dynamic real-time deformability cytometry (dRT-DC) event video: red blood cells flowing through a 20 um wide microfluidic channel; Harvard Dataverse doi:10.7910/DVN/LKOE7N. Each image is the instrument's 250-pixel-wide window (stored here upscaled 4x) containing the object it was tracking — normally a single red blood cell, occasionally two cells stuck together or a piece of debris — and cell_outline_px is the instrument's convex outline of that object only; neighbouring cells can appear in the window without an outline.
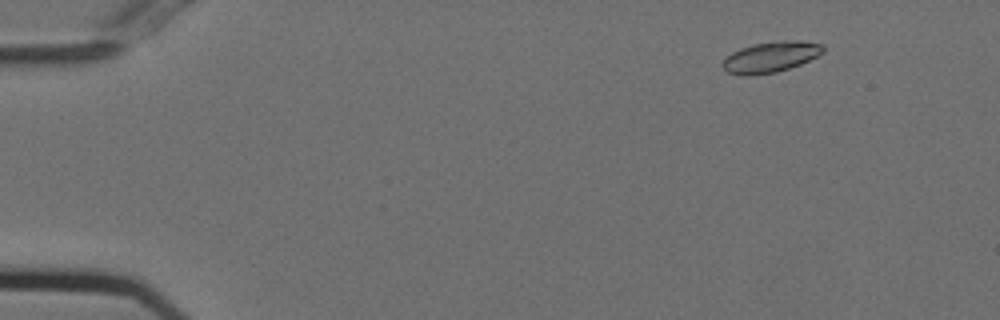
{"species": "Egyptian fruit bat (a non-hibernating species)", "species_latin": "Rousettus aegyptiacus", "temperature_condition": "cold", "stored_images_in_passage": 56, "camera_frame_rate_fps": 3000, "um_per_image_px": 0.085, "animal": {"sex": "female"}, "frame": {"image": 1, "passage_image": 7, "time_ms": 2.0, "image_size_px": [1000, 320], "cell_outline_px": [[824, 52], [800, 64], [776, 72], [748, 76], [740, 76], [728, 72], [720, 64], [732, 52], [740, 48], [752, 44], [784, 40], [800, 40], [824, 44]], "centroid_in_image_um": [65.5, 4.84], "position_along_channel_um": 19.5, "area_um2": 18.03}}
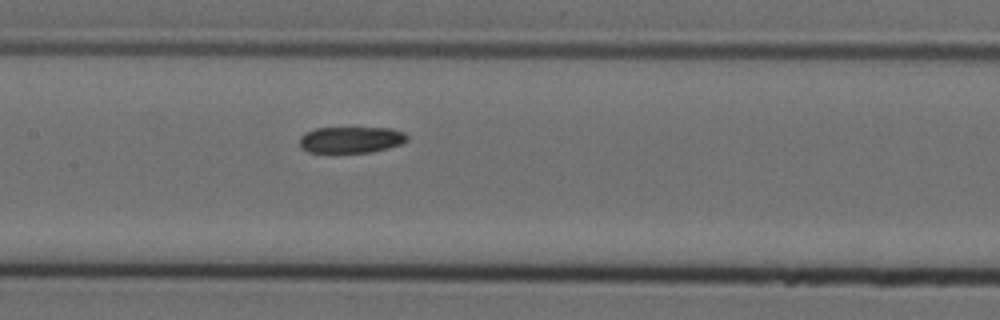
{"frame": {"image": 2, "passage_image": 28, "time_ms": 9.0, "image_size_px": [1000, 320], "cell_outline_px": [[408, 140], [400, 144], [388, 148], [372, 152], [308, 152], [300, 148], [300, 136], [304, 132], [316, 128], [392, 128], [404, 132], [408, 136]], "centroid_in_image_um": [29.83, 11.87], "position_along_channel_um": 177.6, "area_um2": 16.59}}
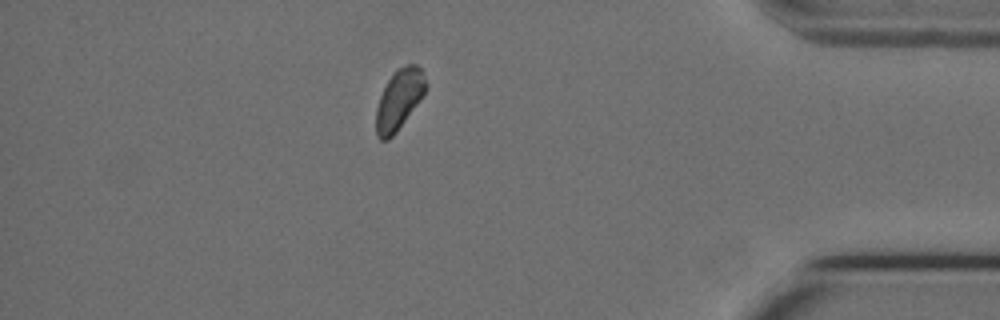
{"frame": {"image": 3, "passage_image": 49, "time_ms": 16.0, "image_size_px": [1000, 320], "cell_outline_px": [[428, 84], [424, 92], [416, 104], [396, 132], [388, 140], [380, 140], [376, 136], [376, 108], [380, 96], [392, 72], [396, 68], [408, 64], [416, 64], [420, 68]], "centroid_in_image_um": [33.9, 8.44], "position_along_channel_um": 401.3, "area_um2": 17.22}}